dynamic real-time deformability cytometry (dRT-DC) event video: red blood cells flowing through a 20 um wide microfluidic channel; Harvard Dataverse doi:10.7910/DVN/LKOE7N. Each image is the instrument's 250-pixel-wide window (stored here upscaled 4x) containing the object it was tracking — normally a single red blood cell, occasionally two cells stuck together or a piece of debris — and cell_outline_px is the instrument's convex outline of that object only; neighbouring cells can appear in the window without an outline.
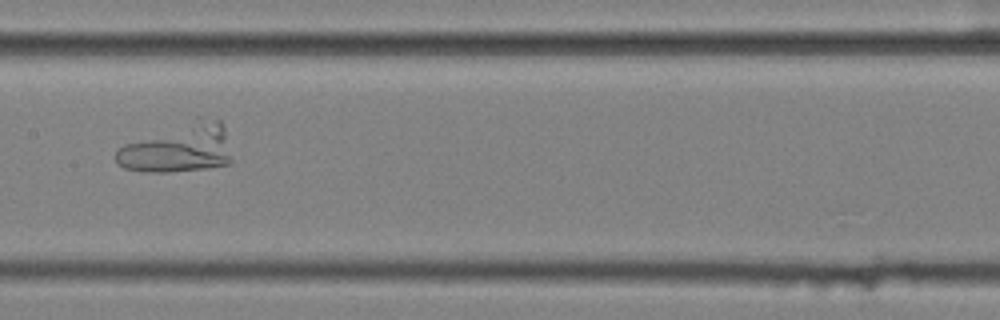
{"species": "common noctule bat (a hibernating species)", "species_latin": "Nyctalus noctula", "temperature_condition": "cold", "stored_images_in_passage": 40, "segment_of_instrument_passage": [1, 2], "camera_frame_rate_fps": 3000, "um_per_image_px": 0.085, "animal": {"sex": "female", "body_mass_g": 25.1}, "frame": {"image": 1, "passage_image": 12, "time_ms": 3.667, "image_size_px": [1000, 320], "cell_outline_px": [[232, 160], [228, 164], [208, 168], [168, 172], [148, 172], [124, 168], [116, 164], [116, 152], [124, 144], [196, 116], [200, 116], [220, 120], [224, 128]], "centroid_in_image_um": [15.16, 12.57], "position_along_channel_um": 192.2, "area_um2": 33.23}}
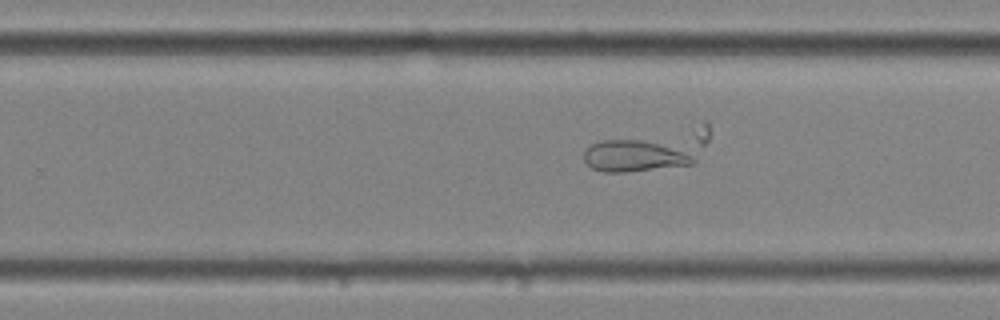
{"frame": {"image": 2, "passage_image": 19, "time_ms": 6.0, "image_size_px": [1000, 320], "cell_outline_px": [[708, 140], [696, 164], [624, 172], [604, 172], [592, 168], [584, 160], [584, 152], [592, 144], [600, 140], [704, 120], [708, 124]], "centroid_in_image_um": [55.24, 12.67], "position_along_channel_um": 274.6, "area_um2": 31.67}}
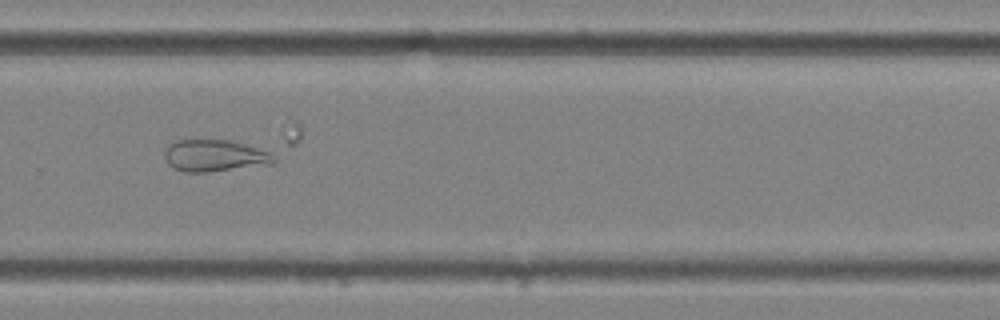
{"frame": {"image": 3, "passage_image": 22, "time_ms": 7.0, "image_size_px": [1000, 320], "cell_outline_px": [[276, 160], [272, 164], [204, 172], [184, 172], [172, 168], [168, 164], [164, 156], [164, 152], [176, 140], [232, 140], [268, 152]], "centroid_in_image_um": [18.21, 13.24], "position_along_channel_um": 311.6, "area_um2": 19.94}}